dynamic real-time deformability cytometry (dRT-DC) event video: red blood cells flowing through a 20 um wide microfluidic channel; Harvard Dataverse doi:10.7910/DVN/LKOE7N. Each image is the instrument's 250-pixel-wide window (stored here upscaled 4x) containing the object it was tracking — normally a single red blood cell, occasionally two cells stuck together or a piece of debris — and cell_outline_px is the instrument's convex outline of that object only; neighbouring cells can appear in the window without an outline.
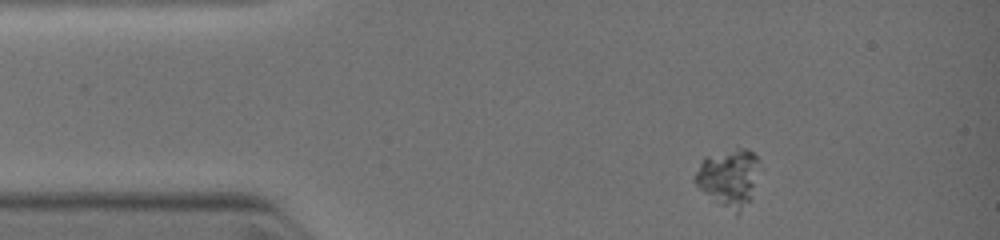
{"species": "common noctule bat (a hibernating species)", "species_latin": "Nyctalus noctula", "temperature_condition": "warm", "stored_images_in_passage": 7, "camera_frame_rate_fps": 3000, "um_per_image_px": 0.085, "animal": {"sex": "female", "body_mass_g": 19.0, "forearm_length_mm": 51.5}, "frame": {"image": 1, "passage_image": 1, "time_ms": 0.0, "image_size_px": [1000, 240], "cell_outline_px": [[756, 160], [752, 200], [736, 216], [704, 192], [692, 180], [696, 172], [704, 160], [740, 152], [752, 152], [756, 156]], "centroid_in_image_um": [61.93, 15.29], "position_along_channel_um": 23.1, "area_um2": 19.65}}
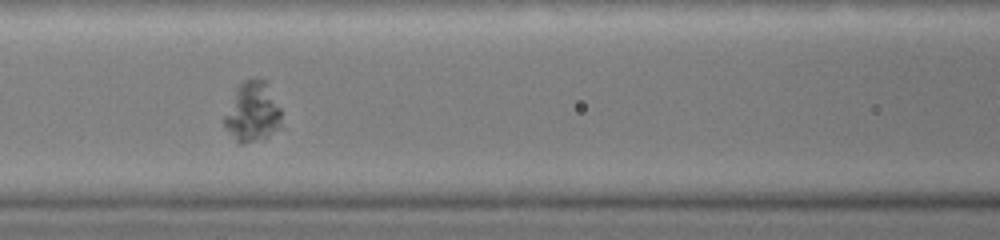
{"frame": {"image": 2, "passage_image": 6, "time_ms": 3.667, "image_size_px": [1000, 240], "cell_outline_px": [[280, 124], [268, 136], [244, 144], [240, 144], [224, 128], [224, 116], [236, 88], [244, 80], [264, 80], [280, 108]], "centroid_in_image_um": [21.41, 9.55], "position_along_channel_um": 145.2, "area_um2": 19.31}}
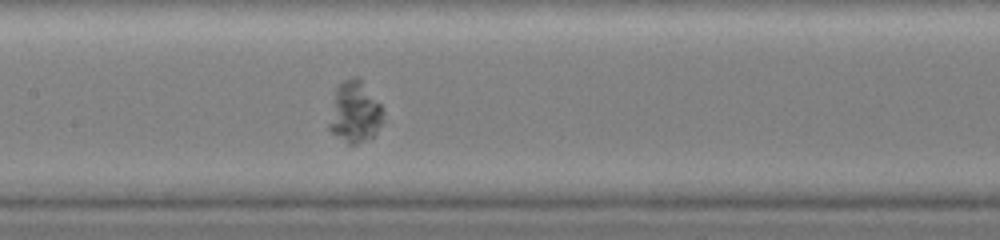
{"frame": {"image": 3, "passage_image": 7, "time_ms": 4.333, "image_size_px": [1000, 240], "cell_outline_px": [[384, 120], [376, 132], [372, 136], [356, 144], [348, 144], [332, 132], [328, 128], [328, 124], [336, 88], [344, 80], [356, 76], [360, 80], [380, 104]], "centroid_in_image_um": [30.14, 9.55], "position_along_channel_um": 177.3, "area_um2": 18.84}}